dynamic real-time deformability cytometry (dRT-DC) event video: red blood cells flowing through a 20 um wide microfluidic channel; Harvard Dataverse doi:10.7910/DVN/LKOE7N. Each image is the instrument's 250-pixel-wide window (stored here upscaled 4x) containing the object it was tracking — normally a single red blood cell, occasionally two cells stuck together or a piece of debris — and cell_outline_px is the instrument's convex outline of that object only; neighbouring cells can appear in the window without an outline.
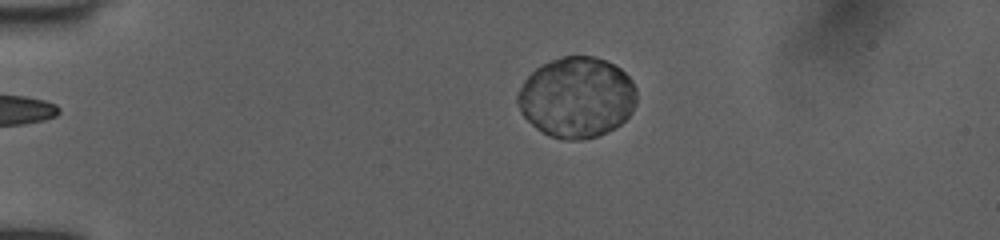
{"species": "human", "species_latin": "Homo sapiens", "temperature_condition": "room temperature", "stored_images_in_passage": 41, "camera_frame_rate_fps": 3000, "um_per_image_px": 0.085, "donor": {"sex": "female"}, "frame": {"image": 1, "passage_image": 1, "time_ms": 0.0, "image_size_px": [1000, 240], "cell_outline_px": [[636, 104], [632, 112], [620, 124], [596, 136], [580, 140], [564, 140], [548, 136], [536, 128], [520, 112], [516, 100], [516, 96], [524, 80], [536, 68], [552, 60], [564, 56], [592, 56], [604, 60], [620, 68], [632, 80], [636, 88]], "centroid_in_image_um": [49.01, 8.28], "position_along_channel_um": 36.0, "area_um2": 55.83}}
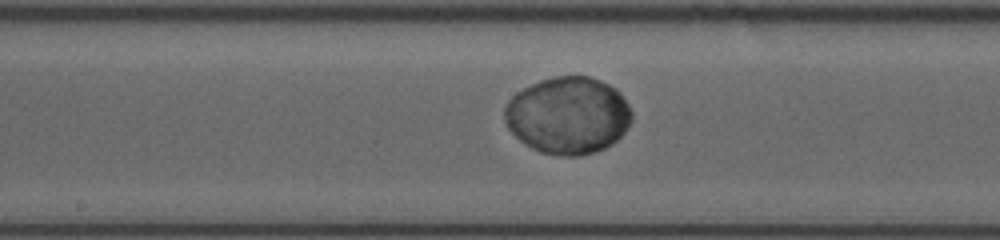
{"frame": {"image": 2, "passage_image": 18, "time_ms": 5.667, "image_size_px": [1000, 240], "cell_outline_px": [[632, 120], [628, 128], [612, 144], [604, 148], [580, 156], [560, 156], [540, 152], [524, 144], [508, 128], [504, 120], [504, 108], [508, 100], [516, 92], [540, 80], [556, 76], [588, 76], [600, 80], [616, 88], [620, 92], [628, 104], [632, 112]], "centroid_in_image_um": [48.28, 9.81], "position_along_channel_um": 199.9, "area_um2": 57.4}}
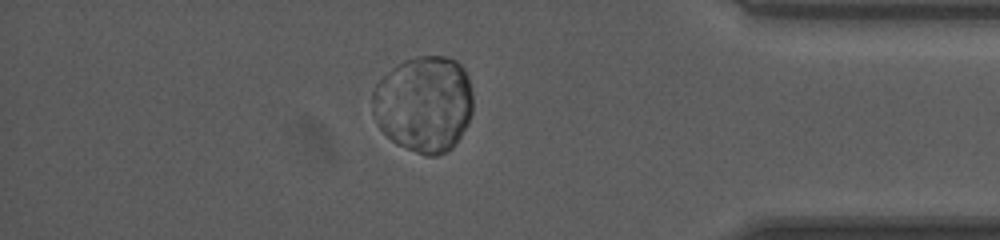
{"frame": {"image": 3, "passage_image": 35, "time_ms": 11.333, "image_size_px": [1000, 240], "cell_outline_px": [[472, 112], [460, 136], [452, 148], [436, 156], [428, 156], [416, 152], [396, 144], [380, 128], [372, 112], [372, 92], [376, 84], [392, 68], [404, 60], [416, 56], [444, 56], [456, 60], [464, 68], [468, 76], [472, 92]], "centroid_in_image_um": [36.03, 8.82], "position_along_channel_um": 399.2, "area_um2": 56.47}}